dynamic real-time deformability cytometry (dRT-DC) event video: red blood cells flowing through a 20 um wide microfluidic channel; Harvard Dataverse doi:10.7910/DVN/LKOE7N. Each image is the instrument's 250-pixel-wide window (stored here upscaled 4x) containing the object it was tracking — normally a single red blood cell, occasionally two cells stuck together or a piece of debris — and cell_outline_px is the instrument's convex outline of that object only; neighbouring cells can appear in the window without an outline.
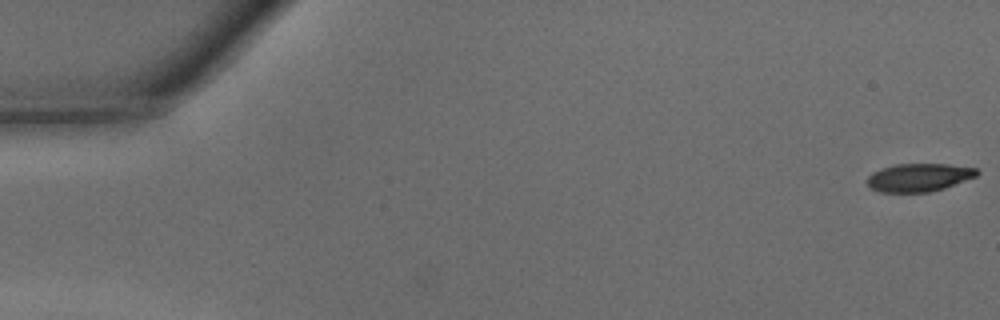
{"species": "common noctule bat (a hibernating species)", "species_latin": "Nyctalus noctula", "temperature_condition": "warm", "stored_images_in_passage": 47, "camera_frame_rate_fps": 3000, "um_per_image_px": 0.085, "animal": {"sex": "male", "body_mass_g": 15.6}, "frame": {"image": 1, "passage_image": 1, "time_ms": 0.0, "image_size_px": [1000, 320], "cell_outline_px": [[980, 172], [976, 176], [944, 188], [928, 192], [880, 192], [872, 188], [868, 184], [868, 176], [872, 172], [896, 164], [948, 164], [976, 168]], "centroid_in_image_um": [78.12, 15.08], "position_along_channel_um": 6.9, "area_um2": 17.74}}
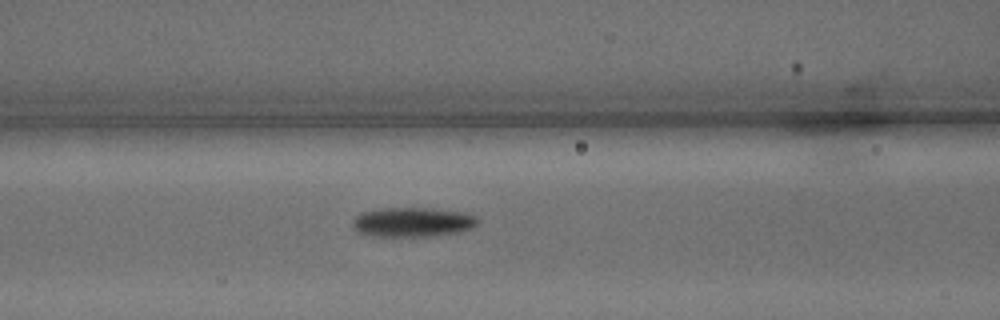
{"frame": {"image": 2, "passage_image": 20, "time_ms": 6.333, "image_size_px": [1000, 320], "cell_outline_px": [[480, 220], [472, 228], [460, 232], [428, 236], [364, 236], [356, 232], [352, 228], [352, 220], [360, 212], [376, 208], [428, 208], [464, 212], [476, 216]], "centroid_in_image_um": [35.0, 18.88], "position_along_channel_um": 131.6, "area_um2": 21.91}}
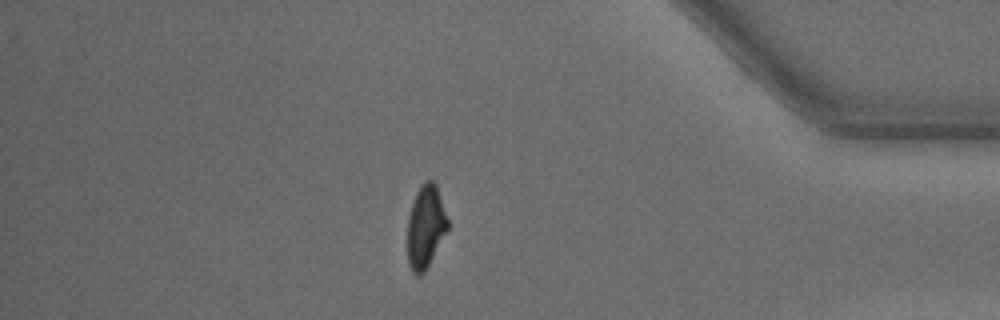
{"frame": {"image": 3, "passage_image": 41, "time_ms": 13.333, "image_size_px": [1000, 320], "cell_outline_px": [[448, 228], [424, 272], [420, 276], [416, 276], [412, 272], [408, 264], [408, 216], [416, 192], [420, 184], [424, 180], [432, 180], [436, 184], [448, 220]], "centroid_in_image_um": [36.16, 19.25], "position_along_channel_um": 399.0, "area_um2": 19.25}, "authors_computed_cell_mechanics": {"area_um2": 20.4612, "velocity_mm_per_s": 4.3075, "shape_relaxation_time_tau1_ms": 2.0679, "shape_relaxation_time_tau2_ms": 4.4145, "deformation_change_tau1": 0.1465, "deformation_change_tau2": 0.1276}}